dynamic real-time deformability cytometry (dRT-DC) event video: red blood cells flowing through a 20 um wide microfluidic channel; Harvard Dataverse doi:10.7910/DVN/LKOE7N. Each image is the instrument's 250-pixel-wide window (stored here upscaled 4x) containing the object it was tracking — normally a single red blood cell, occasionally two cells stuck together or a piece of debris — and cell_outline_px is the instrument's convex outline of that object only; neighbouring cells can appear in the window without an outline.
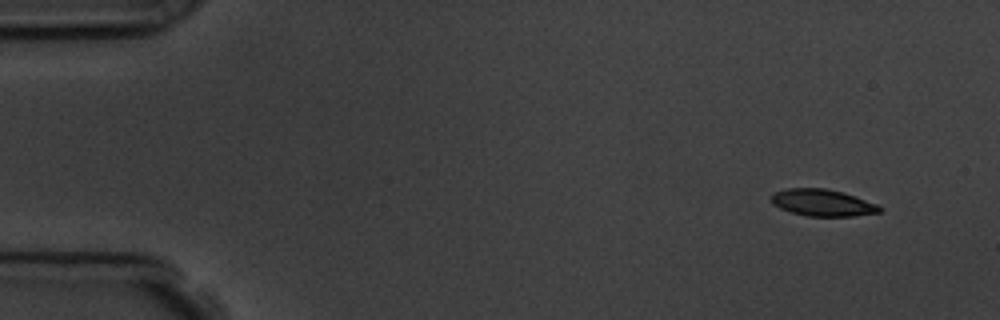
{"species": "common noctule bat (a hibernating species)", "species_latin": "Nyctalus noctula", "temperature_condition": "room temperature", "stored_images_in_passage": 8, "camera_frame_rate_fps": 3000, "um_per_image_px": 0.085, "animal": {"sex": "male", "body_mass_g": 19.5, "forearm_length_mm": 54.6}, "frame": {"image": 1, "passage_image": 1, "time_ms": 0.0, "image_size_px": [1000, 320], "cell_outline_px": [[884, 208], [880, 212], [852, 216], [808, 216], [792, 212], [780, 208], [772, 204], [768, 196], [776, 192], [788, 188], [824, 188], [844, 192], [880, 204]], "centroid_in_image_um": [69.94, 17.22], "position_along_channel_um": 15.1, "area_um2": 17.17}}